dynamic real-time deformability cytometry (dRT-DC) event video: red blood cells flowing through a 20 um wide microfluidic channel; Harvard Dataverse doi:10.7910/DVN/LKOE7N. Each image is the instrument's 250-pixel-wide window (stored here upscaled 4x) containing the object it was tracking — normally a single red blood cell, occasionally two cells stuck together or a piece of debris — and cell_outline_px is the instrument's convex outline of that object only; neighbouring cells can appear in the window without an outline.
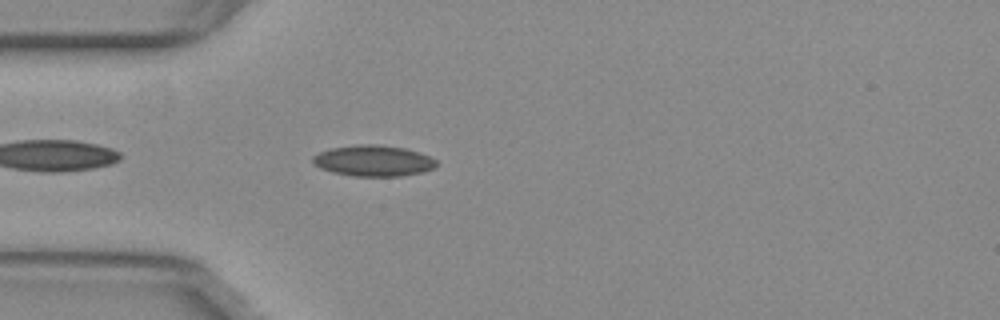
{"species": "common noctule bat (a hibernating species)", "species_latin": "Nyctalus noctula", "temperature_condition": "warm", "stored_images_in_passage": 42, "camera_frame_rate_fps": 3000, "um_per_image_px": 0.085, "animal": {"sex": "female", "body_mass_g": 29.2, "forearm_length_mm": 56.3}, "frame": {"image": 1, "passage_image": 3, "time_ms": 0.667, "image_size_px": [1000, 320], "cell_outline_px": [[436, 168], [424, 172], [400, 176], [352, 176], [332, 172], [320, 168], [312, 160], [312, 156], [320, 152], [332, 148], [356, 144], [376, 144], [404, 148], [420, 152], [436, 160]], "centroid_in_image_um": [31.76, 13.66], "position_along_channel_um": 53.2, "area_um2": 22.37}}
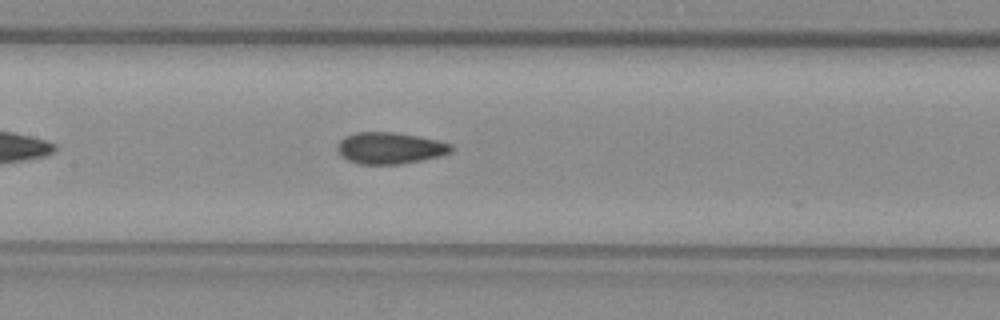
{"frame": {"image": 2, "passage_image": 13, "time_ms": 4.0, "image_size_px": [1000, 320], "cell_outline_px": [[452, 152], [440, 156], [400, 164], [356, 164], [340, 156], [336, 148], [336, 144], [344, 136], [356, 132], [392, 132], [416, 136], [436, 140], [452, 144]], "centroid_in_image_um": [33.09, 12.59], "position_along_channel_um": 174.3, "area_um2": 20.98}}
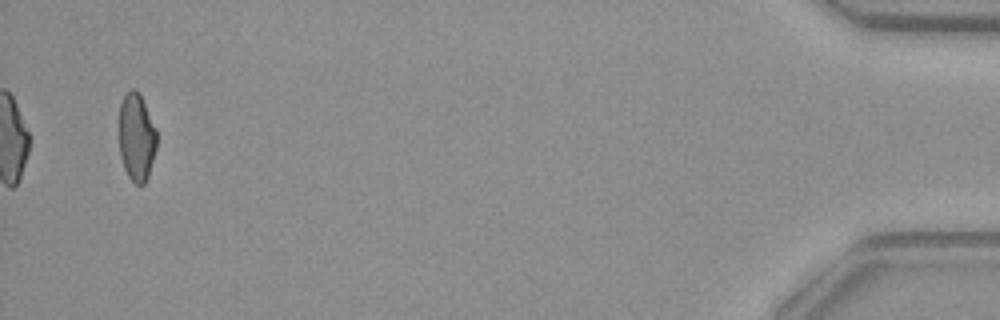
{"frame": {"image": 3, "passage_image": 40, "time_ms": 13.0, "image_size_px": [1000, 320], "cell_outline_px": [[156, 148], [148, 176], [144, 184], [136, 184], [128, 176], [124, 168], [120, 156], [120, 104], [124, 96], [132, 88], [140, 92], [156, 128]], "centroid_in_image_um": [11.61, 11.65], "position_along_channel_um": 423.6, "area_um2": 19.13}, "authors_computed_cell_mechanics": {"area_um2": 20.6346, "velocity_mm_per_s": 3.8042, "shape_relaxation_time_tau1_ms": null, "shape_relaxation_time_tau2_ms": 1.6261, "deformation_change_tau1": null, "deformation_change_tau2": 0.0824}}